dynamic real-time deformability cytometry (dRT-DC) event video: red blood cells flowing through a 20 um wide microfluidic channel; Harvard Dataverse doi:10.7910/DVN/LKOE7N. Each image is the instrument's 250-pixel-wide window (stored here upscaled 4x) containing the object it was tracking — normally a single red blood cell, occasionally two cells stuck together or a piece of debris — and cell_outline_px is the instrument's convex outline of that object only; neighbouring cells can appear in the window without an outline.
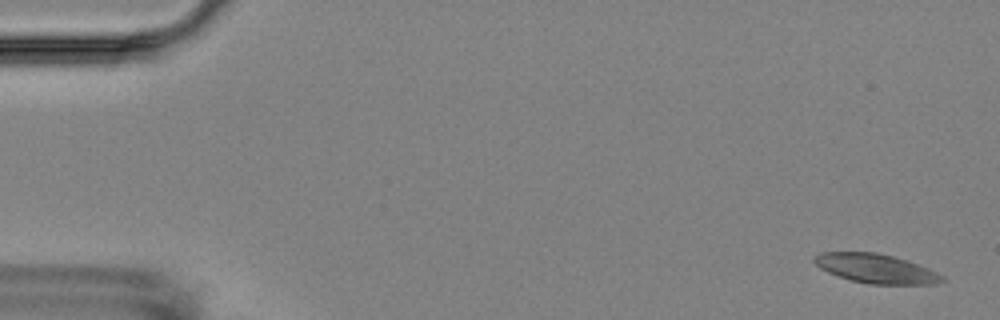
{"species": "Egyptian fruit bat (a non-hibernating species)", "species_latin": "Rousettus aegyptiacus", "temperature_condition": "room temperature", "stored_images_in_passage": 6, "camera_frame_rate_fps": 3000, "um_per_image_px": 0.085, "animal": {"sex": "female"}, "frame": {"image": 1, "passage_image": 1, "time_ms": 0.0, "image_size_px": [1000, 320], "cell_outline_px": [[948, 280], [936, 284], [868, 284], [852, 280], [828, 272], [820, 268], [812, 260], [820, 252], [876, 252], [892, 256], [928, 268], [944, 276]], "centroid_in_image_um": [74.48, 22.83], "position_along_channel_um": 10.5, "area_um2": 21.56}}